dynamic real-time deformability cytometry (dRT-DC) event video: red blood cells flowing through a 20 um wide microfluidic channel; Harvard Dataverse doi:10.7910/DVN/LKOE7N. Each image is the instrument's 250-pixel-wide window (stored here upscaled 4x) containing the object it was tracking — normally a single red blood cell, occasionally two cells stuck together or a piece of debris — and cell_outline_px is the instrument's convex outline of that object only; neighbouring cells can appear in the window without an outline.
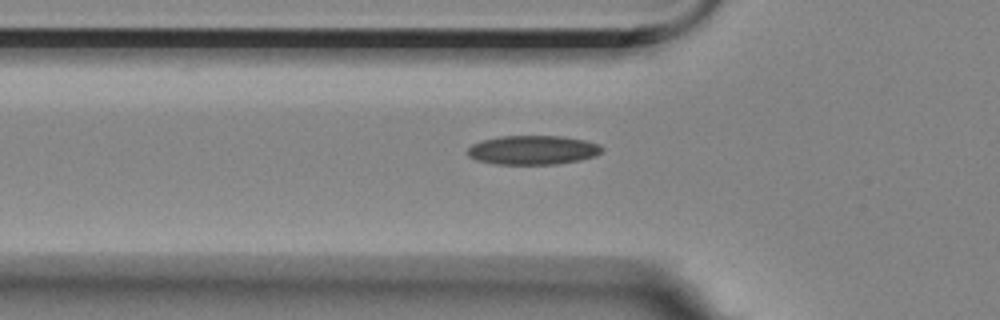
{"species": "Egyptian fruit bat (a non-hibernating species)", "species_latin": "Rousettus aegyptiacus", "temperature_condition": "room temperature", "stored_images_in_passage": 38, "camera_frame_rate_fps": 3000, "um_per_image_px": 0.085, "animal": {"sex": "female"}, "frame": {"image": 1, "passage_image": 4, "time_ms": 1.0, "image_size_px": [1000, 320], "cell_outline_px": [[604, 148], [596, 156], [580, 160], [556, 164], [496, 164], [476, 160], [468, 156], [468, 148], [472, 144], [480, 140], [500, 136], [560, 136], [584, 140], [600, 144]], "centroid_in_image_um": [45.28, 12.75], "position_along_channel_um": 80.5, "area_um2": 22.89}}
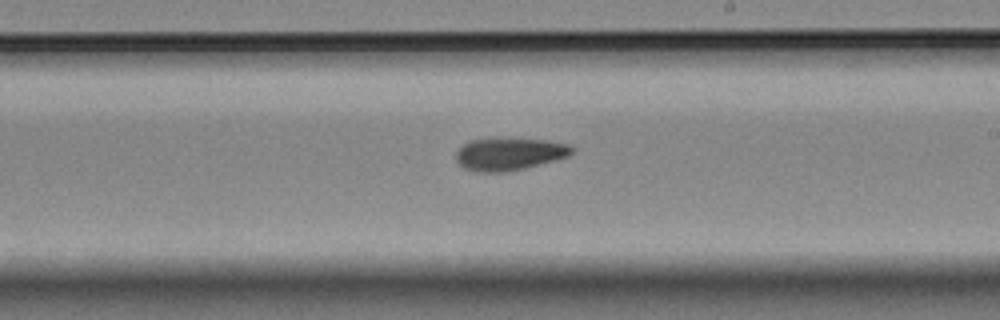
{"frame": {"image": 2, "passage_image": 18, "time_ms": 5.667, "image_size_px": [1000, 320], "cell_outline_px": [[576, 148], [568, 156], [524, 168], [504, 172], [476, 172], [464, 168], [456, 160], [456, 152], [464, 144], [472, 140], [496, 136], [504, 136], [544, 140], [568, 144]], "centroid_in_image_um": [43.27, 13.05], "position_along_channel_um": 245.7, "area_um2": 22.37}}
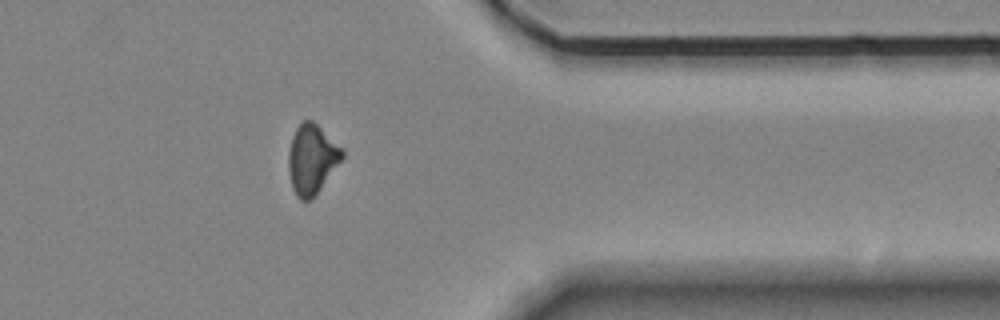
{"frame": {"image": 3, "passage_image": 31, "time_ms": 10.0, "image_size_px": [1000, 320], "cell_outline_px": [[344, 156], [312, 200], [300, 200], [296, 196], [292, 188], [288, 172], [288, 152], [292, 136], [296, 128], [304, 120], [312, 120], [344, 148]], "centroid_in_image_um": [26.5, 13.53], "position_along_channel_um": 384.9, "area_um2": 21.91}, "authors_computed_cell_mechanics": {"area_um2": 21.9351, "velocity_mm_per_s": 3.5182, "shape_relaxation_time_tau1_ms": 11.0133, "shape_relaxation_time_tau2_ms": null, "deformation_change_tau1": 0.1951, "deformation_change_tau2": null}}